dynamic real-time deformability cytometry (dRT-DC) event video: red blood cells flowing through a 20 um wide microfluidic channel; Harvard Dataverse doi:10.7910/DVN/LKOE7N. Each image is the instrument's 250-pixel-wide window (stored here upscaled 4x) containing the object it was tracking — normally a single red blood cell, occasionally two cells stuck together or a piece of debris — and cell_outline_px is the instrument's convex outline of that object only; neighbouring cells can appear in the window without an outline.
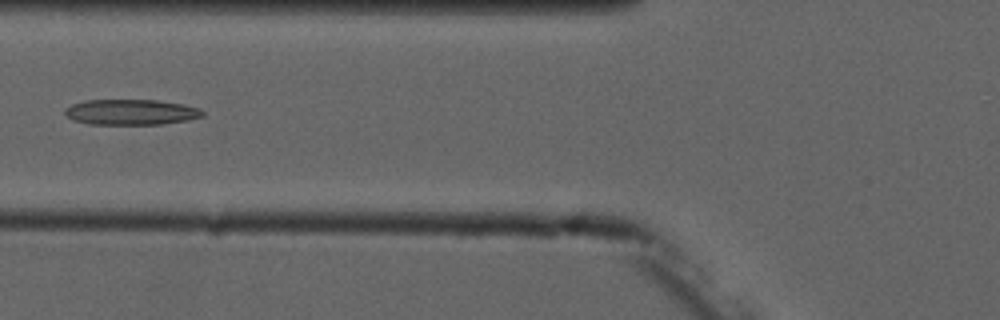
{"species": "common noctule bat (a hibernating species)", "species_latin": "Nyctalus noctula", "temperature_condition": "cold", "stored_images_in_passage": 6, "camera_frame_rate_fps": 3000, "um_per_image_px": 0.085, "animal": {"sex": "male", "forearm_length_mm": 52.5}, "frame": {"image": 1, "passage_image": 6, "time_ms": 5.667, "image_size_px": [1000, 320], "cell_outline_px": [[204, 116], [188, 120], [160, 124], [88, 124], [72, 120], [64, 112], [64, 108], [72, 104], [88, 100], [156, 100], [184, 104], [200, 108], [204, 112]], "centroid_in_image_um": [11.15, 9.53], "position_along_channel_um": 114.7, "area_um2": 20.52}}